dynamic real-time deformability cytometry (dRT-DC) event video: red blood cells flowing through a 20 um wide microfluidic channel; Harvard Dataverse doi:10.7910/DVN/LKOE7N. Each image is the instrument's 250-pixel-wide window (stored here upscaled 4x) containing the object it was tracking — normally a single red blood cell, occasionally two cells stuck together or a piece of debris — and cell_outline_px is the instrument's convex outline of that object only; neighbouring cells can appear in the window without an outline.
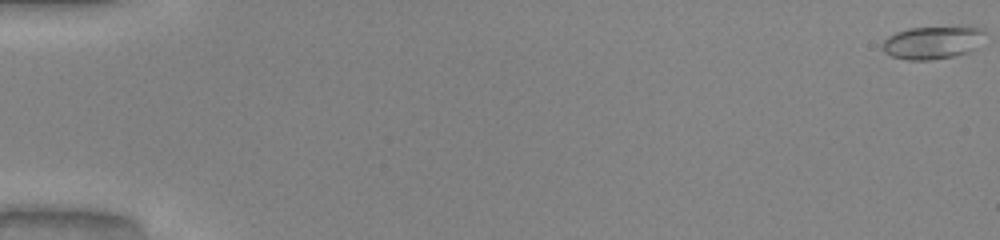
{"species": "common noctule bat (a hibernating species)", "species_latin": "Nyctalus noctula", "temperature_condition": "warm", "stored_images_in_passage": 52, "camera_frame_rate_fps": 3000, "um_per_image_px": 0.085, "animal": {"sex": "male", "body_mass_g": 20.0, "forearm_length_mm": 53.3}, "frame": {"image": 1, "passage_image": 1, "time_ms": 0.0, "image_size_px": [1000, 240], "cell_outline_px": [[984, 40], [976, 48], [968, 52], [952, 56], [928, 60], [908, 60], [892, 56], [884, 52], [880, 44], [888, 36], [896, 32], [908, 28], [960, 24], [968, 24], [984, 28]], "centroid_in_image_um": [79.33, 3.55], "position_along_channel_um": 5.7, "area_um2": 20.58}}
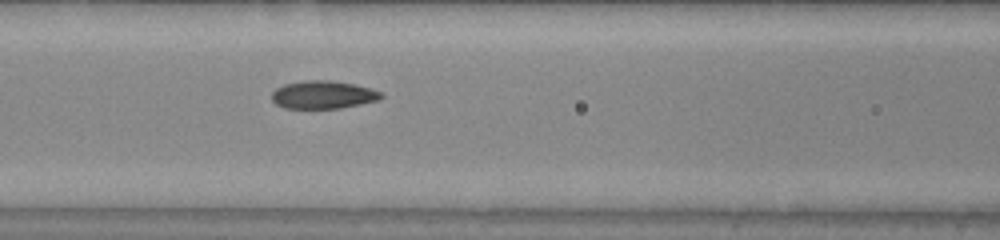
{"frame": {"image": 2, "passage_image": 24, "time_ms": 7.667, "image_size_px": [1000, 240], "cell_outline_px": [[384, 96], [380, 100], [340, 108], [284, 108], [276, 104], [272, 100], [272, 92], [276, 88], [284, 84], [304, 80], [332, 80], [356, 84], [380, 92]], "centroid_in_image_um": [27.46, 8.05], "position_along_channel_um": 139.1, "area_um2": 17.86}}
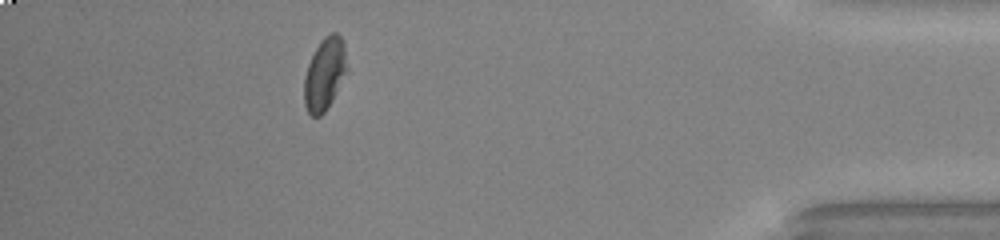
{"frame": {"image": 3, "passage_image": 47, "time_ms": 15.333, "image_size_px": [1000, 240], "cell_outline_px": [[348, 68], [332, 100], [324, 112], [320, 116], [312, 116], [308, 112], [304, 104], [304, 76], [308, 64], [320, 40], [324, 36], [332, 32], [336, 32], [340, 36], [344, 44]], "centroid_in_image_um": [27.59, 6.27], "position_along_channel_um": 407.6, "area_um2": 17.98}, "authors_computed_cell_mechanics": {"area_um2": 18.1203, "velocity_mm_per_s": 4.0991, "shape_relaxation_time_tau1_ms": 5.2243, "shape_relaxation_time_tau2_ms": 1.6901, "deformation_change_tau1": 0.174, "deformation_change_tau2": 0.0536}}